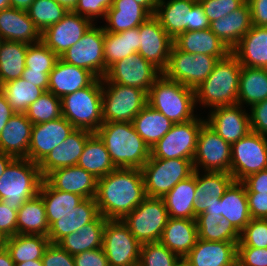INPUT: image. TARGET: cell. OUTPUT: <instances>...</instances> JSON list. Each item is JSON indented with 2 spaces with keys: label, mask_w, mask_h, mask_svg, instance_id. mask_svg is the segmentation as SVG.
<instances>
[{
  "label": "cell",
  "mask_w": 267,
  "mask_h": 266,
  "mask_svg": "<svg viewBox=\"0 0 267 266\" xmlns=\"http://www.w3.org/2000/svg\"><path fill=\"white\" fill-rule=\"evenodd\" d=\"M0 266H15L9 251L4 245L0 247Z\"/></svg>",
  "instance_id": "89a4df30"
},
{
  "label": "cell",
  "mask_w": 267,
  "mask_h": 266,
  "mask_svg": "<svg viewBox=\"0 0 267 266\" xmlns=\"http://www.w3.org/2000/svg\"><path fill=\"white\" fill-rule=\"evenodd\" d=\"M251 131L267 136V99L250 107Z\"/></svg>",
  "instance_id": "91938a15"
},
{
  "label": "cell",
  "mask_w": 267,
  "mask_h": 266,
  "mask_svg": "<svg viewBox=\"0 0 267 266\" xmlns=\"http://www.w3.org/2000/svg\"><path fill=\"white\" fill-rule=\"evenodd\" d=\"M62 116L76 129L95 133L103 124L102 79L61 98Z\"/></svg>",
  "instance_id": "8992f818"
},
{
  "label": "cell",
  "mask_w": 267,
  "mask_h": 266,
  "mask_svg": "<svg viewBox=\"0 0 267 266\" xmlns=\"http://www.w3.org/2000/svg\"><path fill=\"white\" fill-rule=\"evenodd\" d=\"M15 266H43V263L41 259H37V260H30L22 263H17L15 264Z\"/></svg>",
  "instance_id": "2a66077c"
},
{
  "label": "cell",
  "mask_w": 267,
  "mask_h": 266,
  "mask_svg": "<svg viewBox=\"0 0 267 266\" xmlns=\"http://www.w3.org/2000/svg\"><path fill=\"white\" fill-rule=\"evenodd\" d=\"M102 248L109 266H138L141 243L123 220L107 219Z\"/></svg>",
  "instance_id": "8fae6325"
},
{
  "label": "cell",
  "mask_w": 267,
  "mask_h": 266,
  "mask_svg": "<svg viewBox=\"0 0 267 266\" xmlns=\"http://www.w3.org/2000/svg\"><path fill=\"white\" fill-rule=\"evenodd\" d=\"M28 45L2 40L0 44V86L22 76Z\"/></svg>",
  "instance_id": "f6af8a7d"
},
{
  "label": "cell",
  "mask_w": 267,
  "mask_h": 266,
  "mask_svg": "<svg viewBox=\"0 0 267 266\" xmlns=\"http://www.w3.org/2000/svg\"><path fill=\"white\" fill-rule=\"evenodd\" d=\"M93 133L84 129H75L62 144L56 146L39 164L43 179L52 171L76 166L87 139Z\"/></svg>",
  "instance_id": "7402d4cb"
},
{
  "label": "cell",
  "mask_w": 267,
  "mask_h": 266,
  "mask_svg": "<svg viewBox=\"0 0 267 266\" xmlns=\"http://www.w3.org/2000/svg\"><path fill=\"white\" fill-rule=\"evenodd\" d=\"M241 67L232 52L219 59L210 75L195 89L196 103L212 108L237 104Z\"/></svg>",
  "instance_id": "3957f363"
},
{
  "label": "cell",
  "mask_w": 267,
  "mask_h": 266,
  "mask_svg": "<svg viewBox=\"0 0 267 266\" xmlns=\"http://www.w3.org/2000/svg\"><path fill=\"white\" fill-rule=\"evenodd\" d=\"M205 119L195 118L188 122L173 124L169 132L150 149L153 158L193 160L198 135Z\"/></svg>",
  "instance_id": "7c38bea8"
},
{
  "label": "cell",
  "mask_w": 267,
  "mask_h": 266,
  "mask_svg": "<svg viewBox=\"0 0 267 266\" xmlns=\"http://www.w3.org/2000/svg\"><path fill=\"white\" fill-rule=\"evenodd\" d=\"M238 247L267 248V219L252 218L240 232Z\"/></svg>",
  "instance_id": "f5cc1de1"
},
{
  "label": "cell",
  "mask_w": 267,
  "mask_h": 266,
  "mask_svg": "<svg viewBox=\"0 0 267 266\" xmlns=\"http://www.w3.org/2000/svg\"><path fill=\"white\" fill-rule=\"evenodd\" d=\"M33 123L25 113H15L0 133V152L27 158Z\"/></svg>",
  "instance_id": "83f0119b"
},
{
  "label": "cell",
  "mask_w": 267,
  "mask_h": 266,
  "mask_svg": "<svg viewBox=\"0 0 267 266\" xmlns=\"http://www.w3.org/2000/svg\"><path fill=\"white\" fill-rule=\"evenodd\" d=\"M196 217H223L220 215L219 203H216L212 207H208L205 212L199 214Z\"/></svg>",
  "instance_id": "753ad0ef"
},
{
  "label": "cell",
  "mask_w": 267,
  "mask_h": 266,
  "mask_svg": "<svg viewBox=\"0 0 267 266\" xmlns=\"http://www.w3.org/2000/svg\"><path fill=\"white\" fill-rule=\"evenodd\" d=\"M21 78L27 82L33 83V85L48 90L49 85V73H43L41 71H29V68L24 69Z\"/></svg>",
  "instance_id": "003e7915"
},
{
  "label": "cell",
  "mask_w": 267,
  "mask_h": 266,
  "mask_svg": "<svg viewBox=\"0 0 267 266\" xmlns=\"http://www.w3.org/2000/svg\"><path fill=\"white\" fill-rule=\"evenodd\" d=\"M17 212L0 200V237L3 240L17 234Z\"/></svg>",
  "instance_id": "680465c9"
},
{
  "label": "cell",
  "mask_w": 267,
  "mask_h": 266,
  "mask_svg": "<svg viewBox=\"0 0 267 266\" xmlns=\"http://www.w3.org/2000/svg\"><path fill=\"white\" fill-rule=\"evenodd\" d=\"M246 193H267V169L253 173L241 181Z\"/></svg>",
  "instance_id": "be15d7a7"
},
{
  "label": "cell",
  "mask_w": 267,
  "mask_h": 266,
  "mask_svg": "<svg viewBox=\"0 0 267 266\" xmlns=\"http://www.w3.org/2000/svg\"><path fill=\"white\" fill-rule=\"evenodd\" d=\"M139 37V26L120 33L105 32L104 77L115 62L138 52Z\"/></svg>",
  "instance_id": "74e56055"
},
{
  "label": "cell",
  "mask_w": 267,
  "mask_h": 266,
  "mask_svg": "<svg viewBox=\"0 0 267 266\" xmlns=\"http://www.w3.org/2000/svg\"><path fill=\"white\" fill-rule=\"evenodd\" d=\"M210 22L204 13V9L197 2L191 9V31L209 29Z\"/></svg>",
  "instance_id": "03108f58"
},
{
  "label": "cell",
  "mask_w": 267,
  "mask_h": 266,
  "mask_svg": "<svg viewBox=\"0 0 267 266\" xmlns=\"http://www.w3.org/2000/svg\"><path fill=\"white\" fill-rule=\"evenodd\" d=\"M173 45L187 53L206 54L222 59L231 50L210 30L185 31L173 40Z\"/></svg>",
  "instance_id": "d6a6232c"
},
{
  "label": "cell",
  "mask_w": 267,
  "mask_h": 266,
  "mask_svg": "<svg viewBox=\"0 0 267 266\" xmlns=\"http://www.w3.org/2000/svg\"><path fill=\"white\" fill-rule=\"evenodd\" d=\"M193 166L197 171L203 167L204 171L230 173L231 144L213 131L206 122L200 128Z\"/></svg>",
  "instance_id": "2e32d148"
},
{
  "label": "cell",
  "mask_w": 267,
  "mask_h": 266,
  "mask_svg": "<svg viewBox=\"0 0 267 266\" xmlns=\"http://www.w3.org/2000/svg\"><path fill=\"white\" fill-rule=\"evenodd\" d=\"M220 215L241 232L252 219L249 211L245 185L233 181L219 201Z\"/></svg>",
  "instance_id": "e575fe53"
},
{
  "label": "cell",
  "mask_w": 267,
  "mask_h": 266,
  "mask_svg": "<svg viewBox=\"0 0 267 266\" xmlns=\"http://www.w3.org/2000/svg\"><path fill=\"white\" fill-rule=\"evenodd\" d=\"M147 104L161 112L173 124L196 118V115L194 116L195 89L168 79L163 73L150 88Z\"/></svg>",
  "instance_id": "277c9868"
},
{
  "label": "cell",
  "mask_w": 267,
  "mask_h": 266,
  "mask_svg": "<svg viewBox=\"0 0 267 266\" xmlns=\"http://www.w3.org/2000/svg\"><path fill=\"white\" fill-rule=\"evenodd\" d=\"M25 114L33 125L58 119L62 117L61 99L46 91L29 105Z\"/></svg>",
  "instance_id": "681fc988"
},
{
  "label": "cell",
  "mask_w": 267,
  "mask_h": 266,
  "mask_svg": "<svg viewBox=\"0 0 267 266\" xmlns=\"http://www.w3.org/2000/svg\"><path fill=\"white\" fill-rule=\"evenodd\" d=\"M198 238L205 241L239 242L240 232L224 217H196Z\"/></svg>",
  "instance_id": "7dc6e473"
},
{
  "label": "cell",
  "mask_w": 267,
  "mask_h": 266,
  "mask_svg": "<svg viewBox=\"0 0 267 266\" xmlns=\"http://www.w3.org/2000/svg\"><path fill=\"white\" fill-rule=\"evenodd\" d=\"M198 230L195 219L169 217L159 242L183 259L195 246Z\"/></svg>",
  "instance_id": "1f68e13d"
},
{
  "label": "cell",
  "mask_w": 267,
  "mask_h": 266,
  "mask_svg": "<svg viewBox=\"0 0 267 266\" xmlns=\"http://www.w3.org/2000/svg\"><path fill=\"white\" fill-rule=\"evenodd\" d=\"M161 74L157 67L137 52L111 65L102 81L136 87L148 93Z\"/></svg>",
  "instance_id": "9a60e30c"
},
{
  "label": "cell",
  "mask_w": 267,
  "mask_h": 266,
  "mask_svg": "<svg viewBox=\"0 0 267 266\" xmlns=\"http://www.w3.org/2000/svg\"><path fill=\"white\" fill-rule=\"evenodd\" d=\"M15 112L0 90V133Z\"/></svg>",
  "instance_id": "a7ac6f4b"
},
{
  "label": "cell",
  "mask_w": 267,
  "mask_h": 266,
  "mask_svg": "<svg viewBox=\"0 0 267 266\" xmlns=\"http://www.w3.org/2000/svg\"><path fill=\"white\" fill-rule=\"evenodd\" d=\"M75 266H109L103 248L87 250L73 256Z\"/></svg>",
  "instance_id": "94428289"
},
{
  "label": "cell",
  "mask_w": 267,
  "mask_h": 266,
  "mask_svg": "<svg viewBox=\"0 0 267 266\" xmlns=\"http://www.w3.org/2000/svg\"><path fill=\"white\" fill-rule=\"evenodd\" d=\"M0 90L15 113H25L29 105L46 92L21 77L4 83Z\"/></svg>",
  "instance_id": "bcb514c9"
},
{
  "label": "cell",
  "mask_w": 267,
  "mask_h": 266,
  "mask_svg": "<svg viewBox=\"0 0 267 266\" xmlns=\"http://www.w3.org/2000/svg\"><path fill=\"white\" fill-rule=\"evenodd\" d=\"M107 219L99 214L92 222L63 237L57 244L72 256L102 247Z\"/></svg>",
  "instance_id": "d590c367"
},
{
  "label": "cell",
  "mask_w": 267,
  "mask_h": 266,
  "mask_svg": "<svg viewBox=\"0 0 267 266\" xmlns=\"http://www.w3.org/2000/svg\"><path fill=\"white\" fill-rule=\"evenodd\" d=\"M251 218L267 219V193H246Z\"/></svg>",
  "instance_id": "6125c7cd"
},
{
  "label": "cell",
  "mask_w": 267,
  "mask_h": 266,
  "mask_svg": "<svg viewBox=\"0 0 267 266\" xmlns=\"http://www.w3.org/2000/svg\"><path fill=\"white\" fill-rule=\"evenodd\" d=\"M231 52L242 66L267 68V27L253 25Z\"/></svg>",
  "instance_id": "4dcf8cb0"
},
{
  "label": "cell",
  "mask_w": 267,
  "mask_h": 266,
  "mask_svg": "<svg viewBox=\"0 0 267 266\" xmlns=\"http://www.w3.org/2000/svg\"><path fill=\"white\" fill-rule=\"evenodd\" d=\"M147 197L163 198L178 182L194 173L193 160L160 159L150 155L141 168Z\"/></svg>",
  "instance_id": "52a82bcc"
},
{
  "label": "cell",
  "mask_w": 267,
  "mask_h": 266,
  "mask_svg": "<svg viewBox=\"0 0 267 266\" xmlns=\"http://www.w3.org/2000/svg\"><path fill=\"white\" fill-rule=\"evenodd\" d=\"M41 260L43 266H75L74 257L55 243L47 246Z\"/></svg>",
  "instance_id": "9f6ffc18"
},
{
  "label": "cell",
  "mask_w": 267,
  "mask_h": 266,
  "mask_svg": "<svg viewBox=\"0 0 267 266\" xmlns=\"http://www.w3.org/2000/svg\"><path fill=\"white\" fill-rule=\"evenodd\" d=\"M217 57L183 52L172 45L169 61L162 72L168 79L196 89L213 71Z\"/></svg>",
  "instance_id": "30bf717a"
},
{
  "label": "cell",
  "mask_w": 267,
  "mask_h": 266,
  "mask_svg": "<svg viewBox=\"0 0 267 266\" xmlns=\"http://www.w3.org/2000/svg\"><path fill=\"white\" fill-rule=\"evenodd\" d=\"M147 103L148 93L142 89L102 81L103 123L132 122Z\"/></svg>",
  "instance_id": "ba28073f"
},
{
  "label": "cell",
  "mask_w": 267,
  "mask_h": 266,
  "mask_svg": "<svg viewBox=\"0 0 267 266\" xmlns=\"http://www.w3.org/2000/svg\"><path fill=\"white\" fill-rule=\"evenodd\" d=\"M95 133L103 141L116 168L141 169L150 158V148L132 122H105Z\"/></svg>",
  "instance_id": "7a4b0ae2"
},
{
  "label": "cell",
  "mask_w": 267,
  "mask_h": 266,
  "mask_svg": "<svg viewBox=\"0 0 267 266\" xmlns=\"http://www.w3.org/2000/svg\"><path fill=\"white\" fill-rule=\"evenodd\" d=\"M99 215L95 198H84L72 211L58 217L51 226L47 237L57 244L63 237L92 222Z\"/></svg>",
  "instance_id": "f546056e"
},
{
  "label": "cell",
  "mask_w": 267,
  "mask_h": 266,
  "mask_svg": "<svg viewBox=\"0 0 267 266\" xmlns=\"http://www.w3.org/2000/svg\"><path fill=\"white\" fill-rule=\"evenodd\" d=\"M75 129L63 116L49 122L34 124L31 130L27 159L39 164Z\"/></svg>",
  "instance_id": "d6986e66"
},
{
  "label": "cell",
  "mask_w": 267,
  "mask_h": 266,
  "mask_svg": "<svg viewBox=\"0 0 267 266\" xmlns=\"http://www.w3.org/2000/svg\"><path fill=\"white\" fill-rule=\"evenodd\" d=\"M58 58L42 41L29 44L26 51L25 67L29 68V71L50 73Z\"/></svg>",
  "instance_id": "816d5d0a"
},
{
  "label": "cell",
  "mask_w": 267,
  "mask_h": 266,
  "mask_svg": "<svg viewBox=\"0 0 267 266\" xmlns=\"http://www.w3.org/2000/svg\"><path fill=\"white\" fill-rule=\"evenodd\" d=\"M251 10L246 1L240 8L210 22V30L232 50L252 27Z\"/></svg>",
  "instance_id": "f1b7e54d"
},
{
  "label": "cell",
  "mask_w": 267,
  "mask_h": 266,
  "mask_svg": "<svg viewBox=\"0 0 267 266\" xmlns=\"http://www.w3.org/2000/svg\"><path fill=\"white\" fill-rule=\"evenodd\" d=\"M238 242L197 240L182 259L184 266H237Z\"/></svg>",
  "instance_id": "44dd1931"
},
{
  "label": "cell",
  "mask_w": 267,
  "mask_h": 266,
  "mask_svg": "<svg viewBox=\"0 0 267 266\" xmlns=\"http://www.w3.org/2000/svg\"><path fill=\"white\" fill-rule=\"evenodd\" d=\"M58 4L64 6L68 11H73L78 0H54Z\"/></svg>",
  "instance_id": "11e5206c"
},
{
  "label": "cell",
  "mask_w": 267,
  "mask_h": 266,
  "mask_svg": "<svg viewBox=\"0 0 267 266\" xmlns=\"http://www.w3.org/2000/svg\"><path fill=\"white\" fill-rule=\"evenodd\" d=\"M237 266H267V248L238 247Z\"/></svg>",
  "instance_id": "6f0895ef"
},
{
  "label": "cell",
  "mask_w": 267,
  "mask_h": 266,
  "mask_svg": "<svg viewBox=\"0 0 267 266\" xmlns=\"http://www.w3.org/2000/svg\"><path fill=\"white\" fill-rule=\"evenodd\" d=\"M251 10L252 25L267 27V0H246Z\"/></svg>",
  "instance_id": "e7e4bbea"
},
{
  "label": "cell",
  "mask_w": 267,
  "mask_h": 266,
  "mask_svg": "<svg viewBox=\"0 0 267 266\" xmlns=\"http://www.w3.org/2000/svg\"><path fill=\"white\" fill-rule=\"evenodd\" d=\"M267 169V136L250 132L231 144L230 174L234 181Z\"/></svg>",
  "instance_id": "4fadbf2b"
},
{
  "label": "cell",
  "mask_w": 267,
  "mask_h": 266,
  "mask_svg": "<svg viewBox=\"0 0 267 266\" xmlns=\"http://www.w3.org/2000/svg\"><path fill=\"white\" fill-rule=\"evenodd\" d=\"M34 0H10L11 7L26 10L31 6Z\"/></svg>",
  "instance_id": "34e18365"
},
{
  "label": "cell",
  "mask_w": 267,
  "mask_h": 266,
  "mask_svg": "<svg viewBox=\"0 0 267 266\" xmlns=\"http://www.w3.org/2000/svg\"><path fill=\"white\" fill-rule=\"evenodd\" d=\"M169 219L163 198L146 197L122 220L141 243L159 242Z\"/></svg>",
  "instance_id": "9c48e42d"
},
{
  "label": "cell",
  "mask_w": 267,
  "mask_h": 266,
  "mask_svg": "<svg viewBox=\"0 0 267 266\" xmlns=\"http://www.w3.org/2000/svg\"><path fill=\"white\" fill-rule=\"evenodd\" d=\"M196 170L188 178L178 182L164 197L171 218L194 219Z\"/></svg>",
  "instance_id": "8d00e7d4"
},
{
  "label": "cell",
  "mask_w": 267,
  "mask_h": 266,
  "mask_svg": "<svg viewBox=\"0 0 267 266\" xmlns=\"http://www.w3.org/2000/svg\"><path fill=\"white\" fill-rule=\"evenodd\" d=\"M134 1L143 6L151 15L155 14L158 0H134Z\"/></svg>",
  "instance_id": "2644e50d"
},
{
  "label": "cell",
  "mask_w": 267,
  "mask_h": 266,
  "mask_svg": "<svg viewBox=\"0 0 267 266\" xmlns=\"http://www.w3.org/2000/svg\"><path fill=\"white\" fill-rule=\"evenodd\" d=\"M136 132L151 149L171 129L173 123L147 104L132 121Z\"/></svg>",
  "instance_id": "f35d334b"
},
{
  "label": "cell",
  "mask_w": 267,
  "mask_h": 266,
  "mask_svg": "<svg viewBox=\"0 0 267 266\" xmlns=\"http://www.w3.org/2000/svg\"><path fill=\"white\" fill-rule=\"evenodd\" d=\"M210 111L205 122L226 142L233 144L251 132L249 114L242 105L218 106Z\"/></svg>",
  "instance_id": "ffe728a7"
},
{
  "label": "cell",
  "mask_w": 267,
  "mask_h": 266,
  "mask_svg": "<svg viewBox=\"0 0 267 266\" xmlns=\"http://www.w3.org/2000/svg\"><path fill=\"white\" fill-rule=\"evenodd\" d=\"M92 23L90 19L68 11L59 22L41 33V41L60 57L83 37Z\"/></svg>",
  "instance_id": "ac0fdd59"
},
{
  "label": "cell",
  "mask_w": 267,
  "mask_h": 266,
  "mask_svg": "<svg viewBox=\"0 0 267 266\" xmlns=\"http://www.w3.org/2000/svg\"><path fill=\"white\" fill-rule=\"evenodd\" d=\"M113 5V0H78L73 12L90 19L106 16L107 10Z\"/></svg>",
  "instance_id": "11a10c76"
},
{
  "label": "cell",
  "mask_w": 267,
  "mask_h": 266,
  "mask_svg": "<svg viewBox=\"0 0 267 266\" xmlns=\"http://www.w3.org/2000/svg\"><path fill=\"white\" fill-rule=\"evenodd\" d=\"M93 23L83 37L59 58L68 64L86 69L97 78H104L105 30Z\"/></svg>",
  "instance_id": "5bb4252c"
},
{
  "label": "cell",
  "mask_w": 267,
  "mask_h": 266,
  "mask_svg": "<svg viewBox=\"0 0 267 266\" xmlns=\"http://www.w3.org/2000/svg\"><path fill=\"white\" fill-rule=\"evenodd\" d=\"M45 204L49 226L58 217L72 211L84 198L78 194L54 189L45 179L42 180L39 193Z\"/></svg>",
  "instance_id": "ee69618b"
},
{
  "label": "cell",
  "mask_w": 267,
  "mask_h": 266,
  "mask_svg": "<svg viewBox=\"0 0 267 266\" xmlns=\"http://www.w3.org/2000/svg\"><path fill=\"white\" fill-rule=\"evenodd\" d=\"M77 166L91 173L96 179L116 169L106 146L96 133L87 139Z\"/></svg>",
  "instance_id": "ab89813d"
},
{
  "label": "cell",
  "mask_w": 267,
  "mask_h": 266,
  "mask_svg": "<svg viewBox=\"0 0 267 266\" xmlns=\"http://www.w3.org/2000/svg\"><path fill=\"white\" fill-rule=\"evenodd\" d=\"M43 177L39 166L27 158H15L0 177V200L18 210L39 193Z\"/></svg>",
  "instance_id": "5b68a950"
},
{
  "label": "cell",
  "mask_w": 267,
  "mask_h": 266,
  "mask_svg": "<svg viewBox=\"0 0 267 266\" xmlns=\"http://www.w3.org/2000/svg\"><path fill=\"white\" fill-rule=\"evenodd\" d=\"M0 38L25 44H36L41 41V33L26 10L8 7L0 11Z\"/></svg>",
  "instance_id": "d4e9b609"
},
{
  "label": "cell",
  "mask_w": 267,
  "mask_h": 266,
  "mask_svg": "<svg viewBox=\"0 0 267 266\" xmlns=\"http://www.w3.org/2000/svg\"><path fill=\"white\" fill-rule=\"evenodd\" d=\"M8 7H11L10 0H0V11Z\"/></svg>",
  "instance_id": "b9fcfbb0"
},
{
  "label": "cell",
  "mask_w": 267,
  "mask_h": 266,
  "mask_svg": "<svg viewBox=\"0 0 267 266\" xmlns=\"http://www.w3.org/2000/svg\"><path fill=\"white\" fill-rule=\"evenodd\" d=\"M233 181V176L228 172L205 171L200 177V172L196 170L194 219L205 212L208 207L219 203L220 198Z\"/></svg>",
  "instance_id": "484cf974"
},
{
  "label": "cell",
  "mask_w": 267,
  "mask_h": 266,
  "mask_svg": "<svg viewBox=\"0 0 267 266\" xmlns=\"http://www.w3.org/2000/svg\"><path fill=\"white\" fill-rule=\"evenodd\" d=\"M4 240L0 237V247L3 246Z\"/></svg>",
  "instance_id": "09005b40"
},
{
  "label": "cell",
  "mask_w": 267,
  "mask_h": 266,
  "mask_svg": "<svg viewBox=\"0 0 267 266\" xmlns=\"http://www.w3.org/2000/svg\"><path fill=\"white\" fill-rule=\"evenodd\" d=\"M141 169L116 168L97 179L96 202L106 219L122 220L146 198Z\"/></svg>",
  "instance_id": "6da1fadb"
},
{
  "label": "cell",
  "mask_w": 267,
  "mask_h": 266,
  "mask_svg": "<svg viewBox=\"0 0 267 266\" xmlns=\"http://www.w3.org/2000/svg\"><path fill=\"white\" fill-rule=\"evenodd\" d=\"M150 16L152 15L134 0H113L104 19L108 26L103 28L105 32L120 33L140 26Z\"/></svg>",
  "instance_id": "836d02e7"
},
{
  "label": "cell",
  "mask_w": 267,
  "mask_h": 266,
  "mask_svg": "<svg viewBox=\"0 0 267 266\" xmlns=\"http://www.w3.org/2000/svg\"><path fill=\"white\" fill-rule=\"evenodd\" d=\"M158 0L154 16L174 40L185 31H191V9L198 0Z\"/></svg>",
  "instance_id": "4316f807"
},
{
  "label": "cell",
  "mask_w": 267,
  "mask_h": 266,
  "mask_svg": "<svg viewBox=\"0 0 267 266\" xmlns=\"http://www.w3.org/2000/svg\"><path fill=\"white\" fill-rule=\"evenodd\" d=\"M50 226L47 221L45 204L37 194L26 200L17 212V234L47 236Z\"/></svg>",
  "instance_id": "60d3db41"
},
{
  "label": "cell",
  "mask_w": 267,
  "mask_h": 266,
  "mask_svg": "<svg viewBox=\"0 0 267 266\" xmlns=\"http://www.w3.org/2000/svg\"><path fill=\"white\" fill-rule=\"evenodd\" d=\"M15 158L11 155L6 153L0 152V177L5 172L8 165L14 160Z\"/></svg>",
  "instance_id": "8c879c8a"
},
{
  "label": "cell",
  "mask_w": 267,
  "mask_h": 266,
  "mask_svg": "<svg viewBox=\"0 0 267 266\" xmlns=\"http://www.w3.org/2000/svg\"><path fill=\"white\" fill-rule=\"evenodd\" d=\"M97 77L90 71L68 64L58 58L53 70L49 73V92L60 99L79 89L90 86Z\"/></svg>",
  "instance_id": "603a6c76"
},
{
  "label": "cell",
  "mask_w": 267,
  "mask_h": 266,
  "mask_svg": "<svg viewBox=\"0 0 267 266\" xmlns=\"http://www.w3.org/2000/svg\"><path fill=\"white\" fill-rule=\"evenodd\" d=\"M49 244L47 236L33 234H16L3 243L15 264L41 259Z\"/></svg>",
  "instance_id": "7bdbcfd3"
},
{
  "label": "cell",
  "mask_w": 267,
  "mask_h": 266,
  "mask_svg": "<svg viewBox=\"0 0 267 266\" xmlns=\"http://www.w3.org/2000/svg\"><path fill=\"white\" fill-rule=\"evenodd\" d=\"M68 10L54 0H34L27 9L30 19L36 28L43 33L51 25L59 22Z\"/></svg>",
  "instance_id": "c3c4849f"
},
{
  "label": "cell",
  "mask_w": 267,
  "mask_h": 266,
  "mask_svg": "<svg viewBox=\"0 0 267 266\" xmlns=\"http://www.w3.org/2000/svg\"><path fill=\"white\" fill-rule=\"evenodd\" d=\"M54 189L75 193L83 198H95L97 179L79 166L56 169L44 178Z\"/></svg>",
  "instance_id": "cb8c5ba5"
},
{
  "label": "cell",
  "mask_w": 267,
  "mask_h": 266,
  "mask_svg": "<svg viewBox=\"0 0 267 266\" xmlns=\"http://www.w3.org/2000/svg\"><path fill=\"white\" fill-rule=\"evenodd\" d=\"M267 99V68L241 67L237 103L250 105Z\"/></svg>",
  "instance_id": "b9f144b4"
},
{
  "label": "cell",
  "mask_w": 267,
  "mask_h": 266,
  "mask_svg": "<svg viewBox=\"0 0 267 266\" xmlns=\"http://www.w3.org/2000/svg\"><path fill=\"white\" fill-rule=\"evenodd\" d=\"M139 34L138 53L163 72L168 65L173 39L154 15L139 26Z\"/></svg>",
  "instance_id": "e0dca14e"
},
{
  "label": "cell",
  "mask_w": 267,
  "mask_h": 266,
  "mask_svg": "<svg viewBox=\"0 0 267 266\" xmlns=\"http://www.w3.org/2000/svg\"><path fill=\"white\" fill-rule=\"evenodd\" d=\"M182 259L160 242L141 244L138 266H181Z\"/></svg>",
  "instance_id": "f907efd6"
},
{
  "label": "cell",
  "mask_w": 267,
  "mask_h": 266,
  "mask_svg": "<svg viewBox=\"0 0 267 266\" xmlns=\"http://www.w3.org/2000/svg\"><path fill=\"white\" fill-rule=\"evenodd\" d=\"M198 2L203 7L209 22H212L240 8L246 0H198Z\"/></svg>",
  "instance_id": "db71d44e"
}]
</instances>
